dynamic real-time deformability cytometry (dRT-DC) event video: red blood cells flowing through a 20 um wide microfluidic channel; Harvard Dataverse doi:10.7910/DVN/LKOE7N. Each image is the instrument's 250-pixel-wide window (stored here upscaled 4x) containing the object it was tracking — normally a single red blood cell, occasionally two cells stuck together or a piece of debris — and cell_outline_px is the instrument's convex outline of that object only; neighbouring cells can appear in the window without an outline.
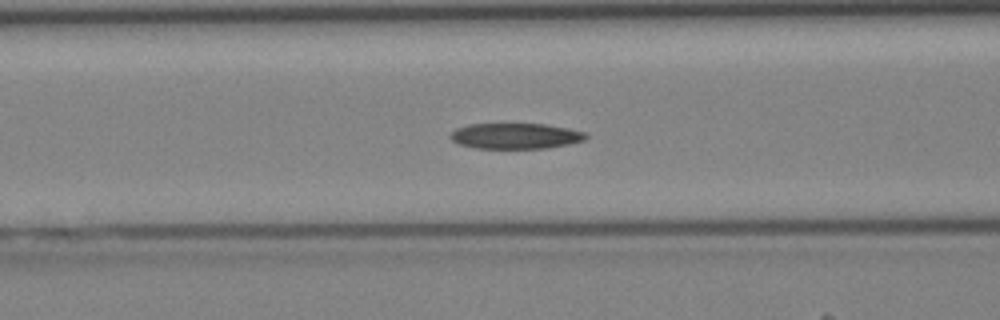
{"species": "Egyptian fruit bat (a non-hibernating species)", "species_latin": "Rousettus aegyptiacus", "temperature_condition": "cold", "stored_images_in_passage": 29, "camera_frame_rate_fps": 3000, "um_per_image_px": 0.085, "animal": {"sex": "female"}, "frame": {"image": 1, "passage_image": 4, "time_ms": 1.0, "image_size_px": [1000, 320], "cell_outline_px": [[588, 136], [584, 140], [568, 144], [544, 148], [476, 148], [460, 144], [452, 140], [448, 136], [456, 128], [468, 124], [544, 124], [568, 128], [584, 132]], "centroid_in_image_um": [43.79, 11.55], "position_along_channel_um": 122.8, "area_um2": 20.11}}
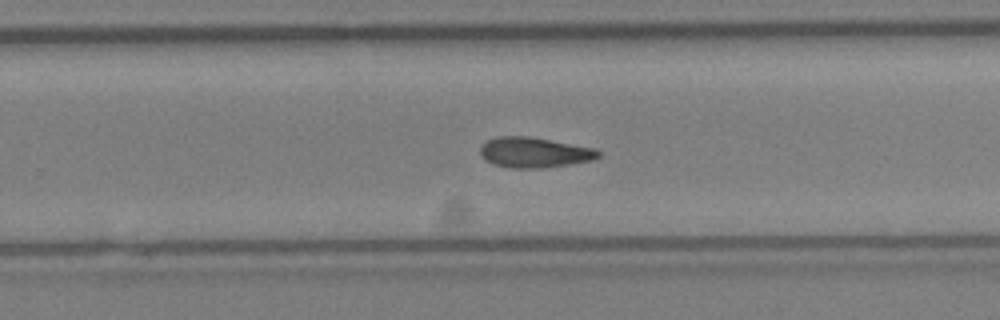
{"frame": {"image": 2, "passage_image": 14, "time_ms": 4.333, "image_size_px": [1000, 320], "cell_outline_px": [[600, 156], [592, 160], [544, 168], [512, 168], [492, 164], [484, 160], [480, 156], [480, 148], [488, 140], [496, 136], [528, 136], [596, 148], [600, 152]], "centroid_in_image_um": [45.39, 12.96], "position_along_channel_um": 284.4, "area_um2": 20.92}}
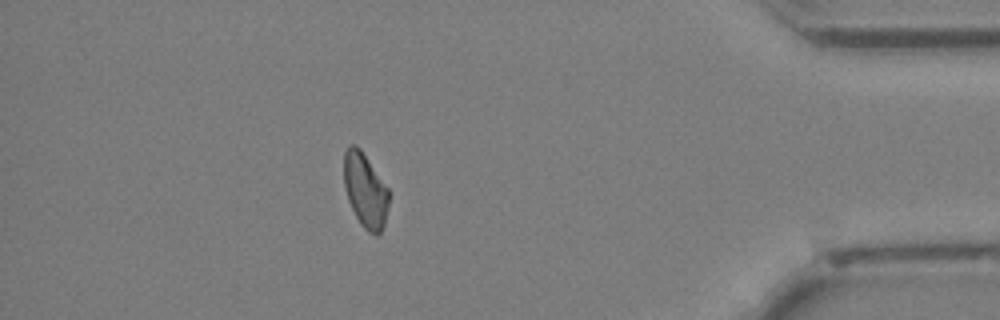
{"frame": {"image": 3, "passage_image": 24, "time_ms": 7.667, "image_size_px": [1000, 320], "cell_outline_px": [[388, 204], [384, 224], [380, 232], [376, 236], [368, 232], [360, 224], [348, 200], [344, 184], [344, 152], [348, 144], [356, 144], [360, 148], [388, 188]], "centroid_in_image_um": [31.03, 16.16], "position_along_channel_um": 404.2, "area_um2": 19.36}}